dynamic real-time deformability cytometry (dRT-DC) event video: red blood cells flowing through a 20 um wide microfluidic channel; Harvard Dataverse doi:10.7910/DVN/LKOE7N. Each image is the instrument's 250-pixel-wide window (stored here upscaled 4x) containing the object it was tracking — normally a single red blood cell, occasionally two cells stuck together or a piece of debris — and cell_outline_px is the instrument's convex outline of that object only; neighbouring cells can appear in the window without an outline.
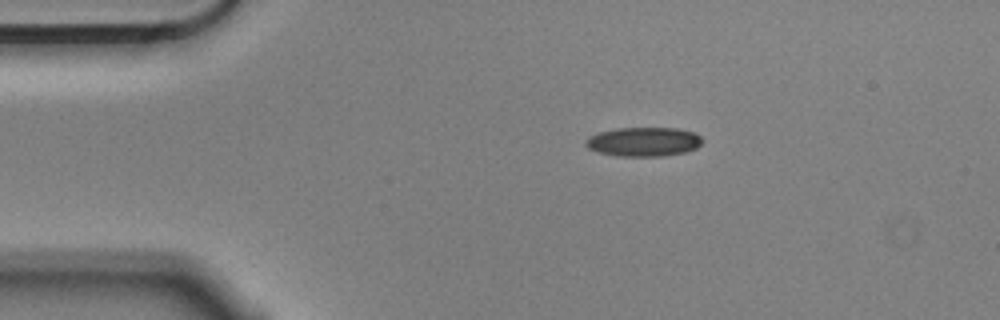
{"species": "Egyptian fruit bat (a non-hibernating species)", "species_latin": "Rousettus aegyptiacus", "temperature_condition": "cold", "stored_images_in_passage": 3, "camera_frame_rate_fps": 3000, "um_per_image_px": 0.085, "animal": {"sex": "male"}, "frame": {"image": 1, "passage_image": 1, "time_ms": 0.0, "image_size_px": [1000, 320], "cell_outline_px": [[704, 140], [696, 148], [688, 152], [664, 156], [616, 156], [600, 152], [588, 148], [584, 144], [584, 140], [588, 136], [600, 132], [616, 128], [676, 128], [692, 132], [700, 136]], "centroid_in_image_um": [54.7, 12.05], "position_along_channel_um": 30.3, "area_um2": 19.94}}
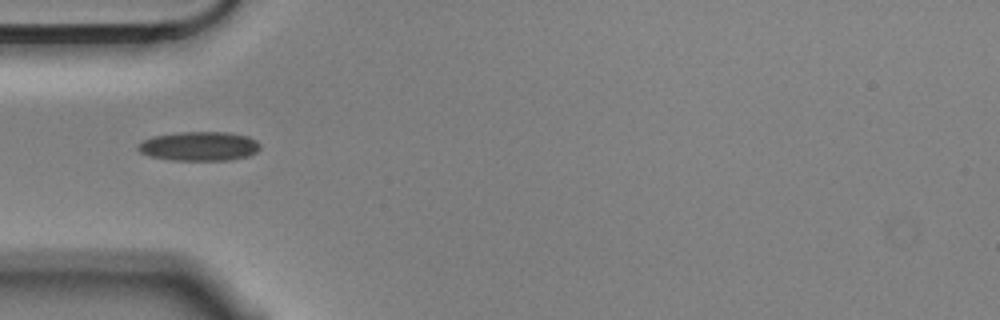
{"frame": {"image": 2, "passage_image": 3, "time_ms": 0.667, "image_size_px": [1000, 320], "cell_outline_px": [[260, 148], [256, 152], [248, 156], [228, 160], [172, 160], [148, 156], [140, 152], [136, 148], [136, 144], [152, 136], [180, 132], [224, 132], [248, 136], [256, 140], [260, 144]], "centroid_in_image_um": [16.9, 12.43], "position_along_channel_um": 68.1, "area_um2": 20.87}}